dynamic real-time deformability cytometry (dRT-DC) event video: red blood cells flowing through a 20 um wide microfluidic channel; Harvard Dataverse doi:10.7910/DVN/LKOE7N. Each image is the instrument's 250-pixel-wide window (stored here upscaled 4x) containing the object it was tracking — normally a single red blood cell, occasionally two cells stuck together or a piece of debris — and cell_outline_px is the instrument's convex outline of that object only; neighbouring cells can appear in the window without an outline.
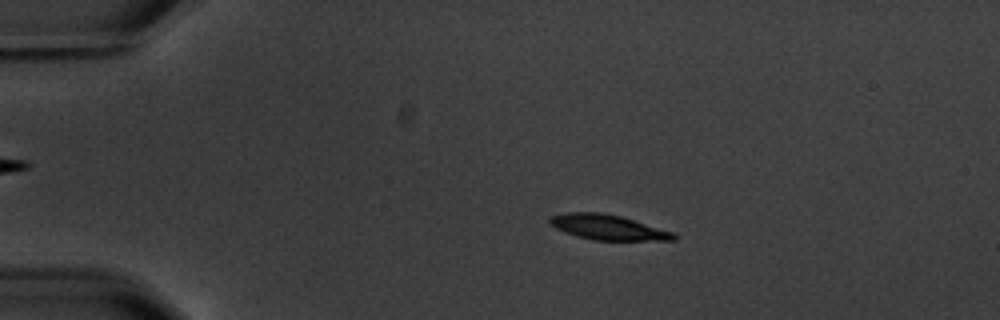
{"species": "common noctule bat (a hibernating species)", "species_latin": "Nyctalus noctula", "temperature_condition": "warm", "stored_images_in_passage": 7, "camera_frame_rate_fps": 3000, "um_per_image_px": 0.085, "animal": {"sex": "male", "body_mass_g": 20.1, "forearm_length_mm": 53.5}, "frame": {"image": 1, "passage_image": 3, "time_ms": 2.333, "image_size_px": [1000, 320], "cell_outline_px": [[676, 240], [592, 240], [576, 236], [564, 232], [548, 224], [548, 220], [552, 216], [568, 212], [600, 212], [620, 216], [676, 232]], "centroid_in_image_um": [51.68, 19.32], "position_along_channel_um": 33.3, "area_um2": 18.21}}
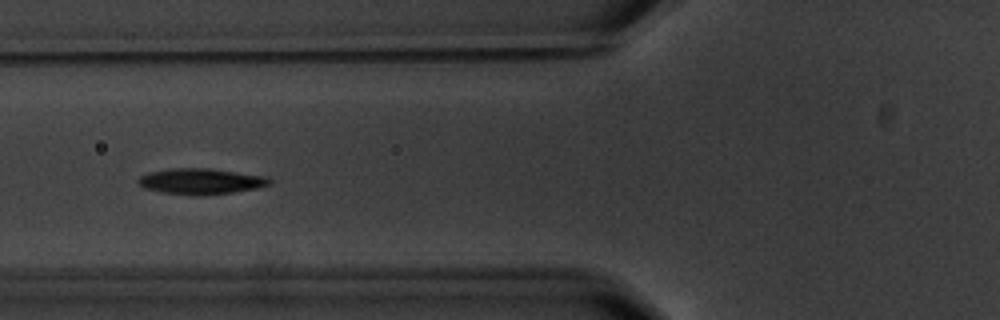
{"frame": {"image": 2, "passage_image": 6, "time_ms": 6.0, "image_size_px": [1000, 320], "cell_outline_px": [[272, 184], [256, 188], [232, 192], [204, 196], [192, 196], [160, 192], [144, 188], [136, 180], [140, 176], [148, 172], [172, 168], [212, 168], [268, 176], [272, 180]], "centroid_in_image_um": [17.09, 15.41], "position_along_channel_um": 108.7, "area_um2": 20.17}}
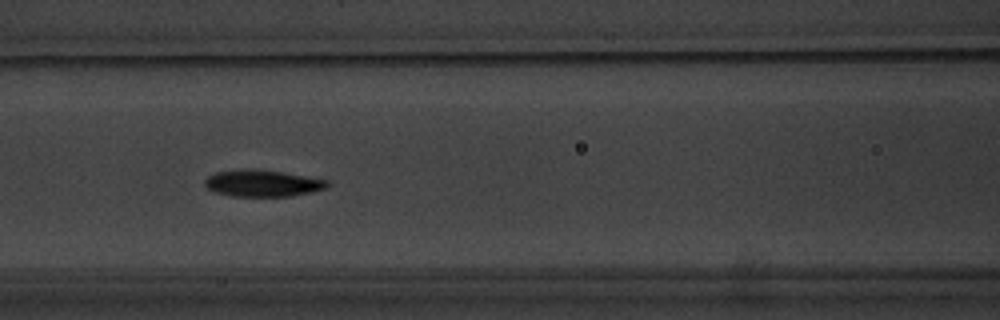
{"frame": {"image": 3, "passage_image": 7, "time_ms": 7.0, "image_size_px": [1000, 320], "cell_outline_px": [[332, 184], [328, 188], [292, 196], [232, 196], [216, 192], [208, 188], [204, 184], [204, 180], [208, 176], [216, 172], [244, 168], [256, 168], [328, 180]], "centroid_in_image_um": [22.33, 15.57], "position_along_channel_um": 144.3, "area_um2": 19.13}}